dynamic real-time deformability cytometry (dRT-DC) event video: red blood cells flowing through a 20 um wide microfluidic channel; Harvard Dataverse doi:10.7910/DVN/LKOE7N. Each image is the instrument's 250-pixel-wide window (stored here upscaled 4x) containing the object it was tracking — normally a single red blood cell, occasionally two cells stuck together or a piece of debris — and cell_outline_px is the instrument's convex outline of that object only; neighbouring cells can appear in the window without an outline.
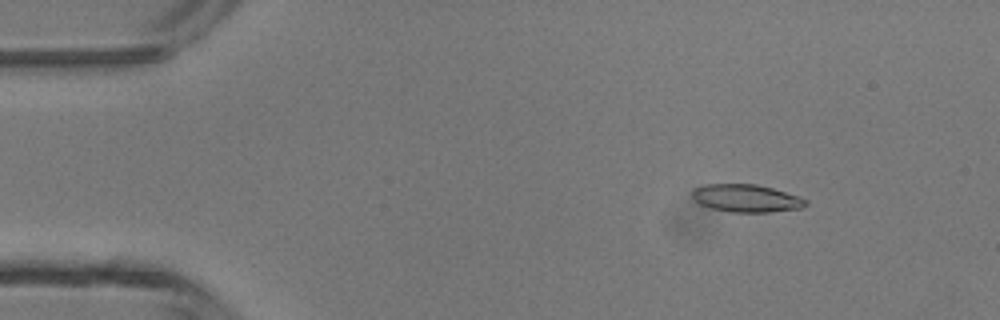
{"species": "common noctule bat (a hibernating species)", "species_latin": "Nyctalus noctula", "temperature_condition": "room temperature", "stored_images_in_passage": 13, "camera_frame_rate_fps": 3000, "um_per_image_px": 0.085, "animal": {"sex": "male", "body_mass_g": 13.3}, "frame": {"image": 1, "passage_image": 6, "time_ms": 1.667, "image_size_px": [1000, 320], "cell_outline_px": [[808, 204], [800, 208], [768, 212], [732, 212], [712, 208], [700, 204], [692, 196], [692, 192], [696, 188], [704, 184], [756, 184], [772, 188], [800, 196], [808, 200]], "centroid_in_image_um": [63.46, 16.84], "position_along_channel_um": 21.5, "area_um2": 18.21}}